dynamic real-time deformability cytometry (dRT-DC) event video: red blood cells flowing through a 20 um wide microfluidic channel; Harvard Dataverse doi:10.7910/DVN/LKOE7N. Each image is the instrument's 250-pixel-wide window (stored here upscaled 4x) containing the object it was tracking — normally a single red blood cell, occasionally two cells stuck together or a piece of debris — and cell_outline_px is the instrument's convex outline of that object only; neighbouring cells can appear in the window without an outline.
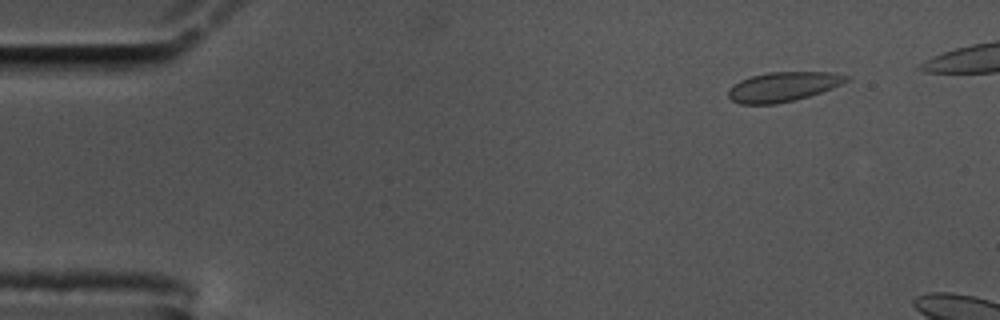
{"species": "common noctule bat (a hibernating species)", "species_latin": "Nyctalus noctula", "temperature_condition": "cold", "stored_images_in_passage": 7, "camera_frame_rate_fps": 3000, "um_per_image_px": 0.085, "animal": {"sex": "male", "body_mass_g": 17.5, "forearm_length_mm": 52.3}, "frame": {"image": 1, "passage_image": 1, "time_ms": 0.0, "image_size_px": [1000, 320], "cell_outline_px": [[852, 76], [848, 80], [832, 88], [796, 100], [776, 104], [740, 104], [732, 100], [728, 96], [728, 88], [740, 80], [752, 76], [768, 72], [832, 72]], "centroid_in_image_um": [66.55, 7.37], "position_along_channel_um": 18.4, "area_um2": 20.35}}